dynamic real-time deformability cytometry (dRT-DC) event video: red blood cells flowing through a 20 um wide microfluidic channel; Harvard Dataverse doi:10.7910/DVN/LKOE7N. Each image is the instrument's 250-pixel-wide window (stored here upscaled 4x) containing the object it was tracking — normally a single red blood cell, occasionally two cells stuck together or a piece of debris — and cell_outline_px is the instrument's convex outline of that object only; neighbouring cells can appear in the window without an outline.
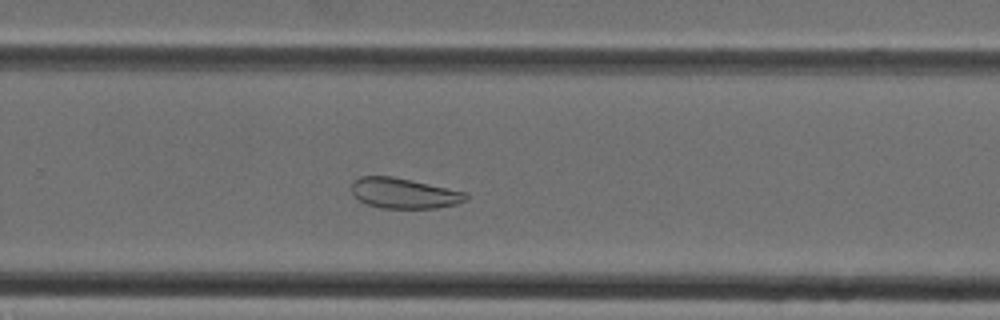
{"species": "Egyptian fruit bat (a non-hibernating species)", "species_latin": "Rousettus aegyptiacus", "temperature_condition": "cold", "stored_images_in_passage": 34, "camera_frame_rate_fps": 3000, "um_per_image_px": 0.085, "animal": {"sex": "female"}, "frame": {"image": 1, "passage_image": 20, "time_ms": 6.333, "image_size_px": [1000, 320], "cell_outline_px": [[468, 200], [456, 204], [436, 208], [380, 208], [368, 204], [360, 200], [352, 192], [352, 180], [360, 176], [392, 176], [468, 192]], "centroid_in_image_um": [34.37, 16.42], "position_along_channel_um": 295.4, "area_um2": 20.29}}